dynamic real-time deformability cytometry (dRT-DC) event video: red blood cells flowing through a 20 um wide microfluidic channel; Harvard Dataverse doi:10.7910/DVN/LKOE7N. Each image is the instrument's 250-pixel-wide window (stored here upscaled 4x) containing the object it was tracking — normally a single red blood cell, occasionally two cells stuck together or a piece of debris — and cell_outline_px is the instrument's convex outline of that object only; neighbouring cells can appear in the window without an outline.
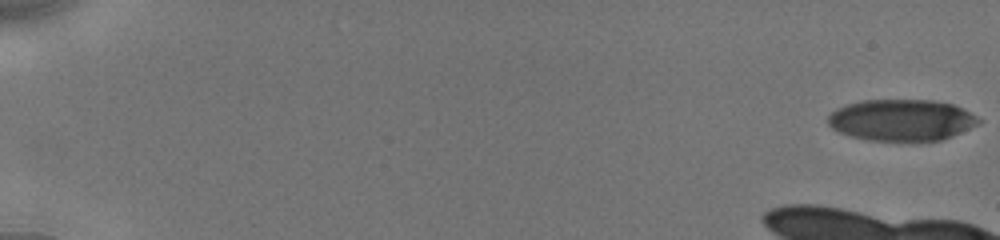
{"species": "human", "species_latin": "Homo sapiens", "temperature_condition": "cold", "stored_images_in_passage": 8, "camera_frame_rate_fps": 3000, "um_per_image_px": 0.085, "donor": {"sex": "male"}, "frame": {"image": 1, "passage_image": 1, "time_ms": 0.0, "image_size_px": [1000, 240], "cell_outline_px": [[980, 124], [952, 136], [940, 140], [868, 140], [852, 136], [840, 132], [832, 128], [828, 124], [828, 116], [836, 108], [848, 104], [864, 100], [932, 100], [952, 104], [964, 108], [976, 116], [980, 120]], "centroid_in_image_um": [76.65, 10.19], "position_along_channel_um": 8.4, "area_um2": 36.18}}